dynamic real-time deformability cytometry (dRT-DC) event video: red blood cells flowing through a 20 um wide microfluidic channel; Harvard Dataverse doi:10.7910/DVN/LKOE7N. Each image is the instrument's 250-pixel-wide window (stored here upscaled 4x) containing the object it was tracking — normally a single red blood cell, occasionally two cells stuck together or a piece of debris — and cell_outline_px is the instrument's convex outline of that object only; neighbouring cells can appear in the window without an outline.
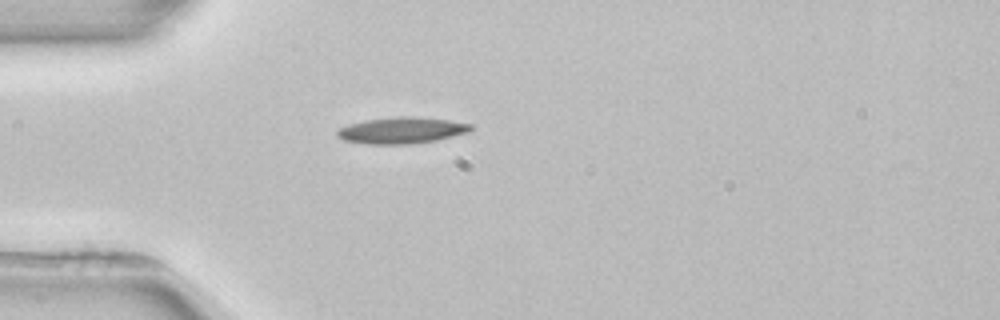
{"species": "common noctule bat (a hibernating species)", "species_latin": "Nyctalus noctula", "temperature_condition": "room temperature", "stored_images_in_passage": 2, "camera_frame_rate_fps": 3000, "um_per_image_px": 0.085, "animal": {"sex": "female", "body_mass_g": 22.7, "forearm_length_mm": 54.2}, "frame": {"image": 1, "passage_image": 2, "time_ms": 2.0, "image_size_px": [1000, 320], "cell_outline_px": [[472, 128], [468, 132], [436, 140], [412, 144], [368, 144], [344, 140], [336, 136], [336, 132], [340, 128], [348, 124], [364, 120], [396, 116], [412, 116], [448, 120], [472, 124]], "centroid_in_image_um": [34.11, 11.08], "position_along_channel_um": 50.9, "area_um2": 20.52}}